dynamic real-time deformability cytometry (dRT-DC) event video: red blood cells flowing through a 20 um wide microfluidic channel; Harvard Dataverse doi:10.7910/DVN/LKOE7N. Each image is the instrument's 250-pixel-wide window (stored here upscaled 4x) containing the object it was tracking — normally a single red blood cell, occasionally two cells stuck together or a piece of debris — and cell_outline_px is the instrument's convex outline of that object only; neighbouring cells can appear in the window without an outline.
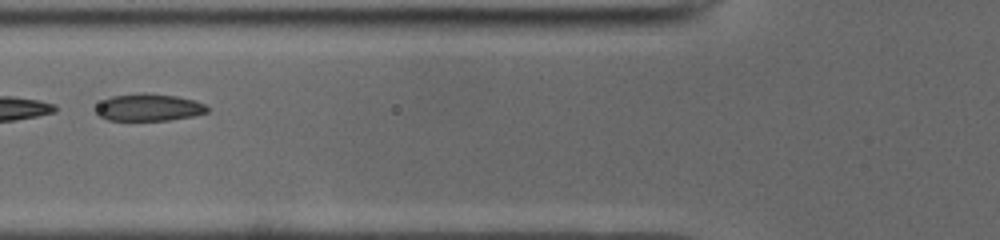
{"species": "common noctule bat (a hibernating species)", "species_latin": "Nyctalus noctula", "temperature_condition": "cold", "stored_images_in_passage": 19, "camera_frame_rate_fps": 3000, "um_per_image_px": 0.085, "animal": {"sex": "male", "body_mass_g": 19.0, "forearm_length_mm": 50.8}, "frame": {"image": 1, "passage_image": 6, "time_ms": 1.667, "image_size_px": [1000, 240], "cell_outline_px": [[208, 112], [192, 116], [168, 120], [108, 120], [100, 116], [96, 112], [96, 108], [104, 100], [112, 96], [144, 92], [148, 92], [176, 96], [192, 100], [204, 104], [208, 108]], "centroid_in_image_um": [12.65, 9.12], "position_along_channel_um": 113.1, "area_um2": 17.46}}